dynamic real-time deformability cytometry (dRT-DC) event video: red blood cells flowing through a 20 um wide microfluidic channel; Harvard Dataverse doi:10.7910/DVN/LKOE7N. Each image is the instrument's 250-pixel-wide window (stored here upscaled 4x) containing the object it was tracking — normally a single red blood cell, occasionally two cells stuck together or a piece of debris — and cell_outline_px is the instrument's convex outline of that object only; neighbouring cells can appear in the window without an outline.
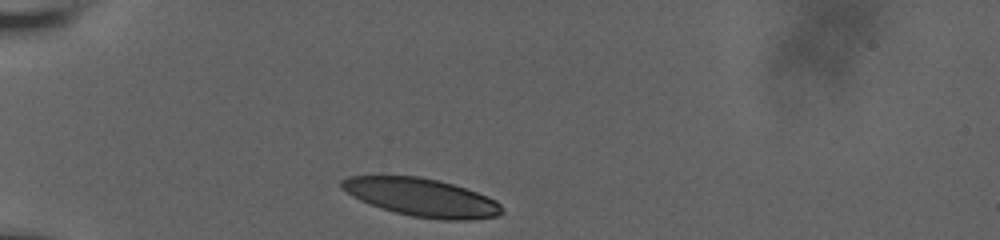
{"species": "human", "species_latin": "Homo sapiens", "temperature_condition": "room temperature", "stored_images_in_passage": 32, "camera_frame_rate_fps": 3000, "um_per_image_px": 0.085, "donor": {"sex": "male"}, "frame": {"image": 1, "passage_image": 1, "time_ms": 0.0, "image_size_px": [1000, 240], "cell_outline_px": [[504, 212], [496, 216], [468, 220], [444, 220], [412, 216], [380, 208], [360, 200], [352, 196], [340, 188], [340, 180], [348, 176], [420, 176], [452, 184], [488, 196], [496, 200], [504, 208]], "centroid_in_image_um": [35.83, 16.78], "position_along_channel_um": 49.2, "area_um2": 35.49}}
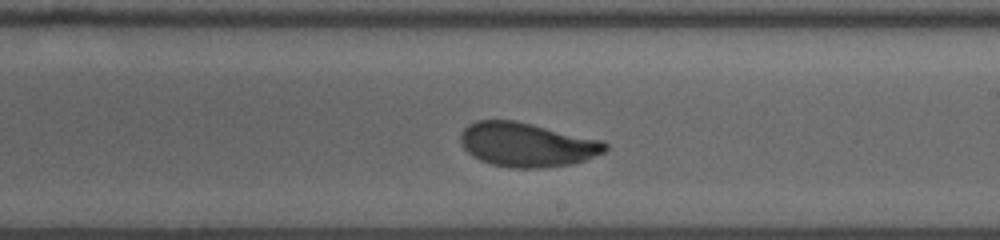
{"frame": {"image": 2, "passage_image": 19, "time_ms": 6.0, "image_size_px": [1000, 240], "cell_outline_px": [[608, 148], [604, 152], [584, 160], [572, 164], [544, 168], [508, 168], [492, 164], [480, 160], [472, 156], [464, 148], [460, 140], [460, 136], [464, 128], [468, 124], [476, 120], [512, 120], [604, 140], [608, 144]], "centroid_in_image_um": [44.79, 12.3], "position_along_channel_um": 244.2, "area_um2": 37.28}}
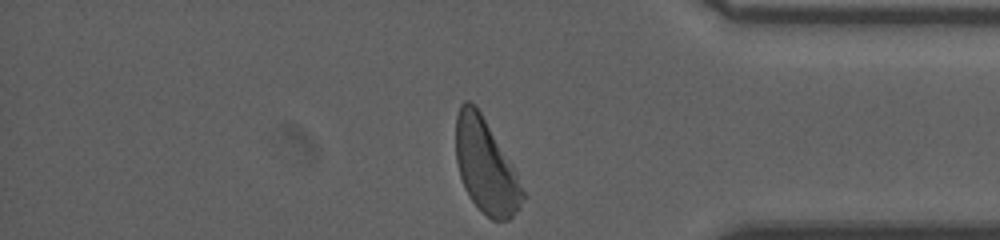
{"frame": {"image": 3, "passage_image": 32, "time_ms": 10.333, "image_size_px": [1000, 240], "cell_outline_px": [[524, 196], [516, 212], [508, 220], [492, 220], [472, 200], [464, 188], [460, 176], [456, 160], [456, 116], [460, 104], [464, 100], [468, 100], [476, 104], [516, 172], [524, 192]], "centroid_in_image_um": [41.26, 14.09], "position_along_channel_um": 393.9, "area_um2": 36.07}, "authors_computed_cell_mechanics": {"area_um2": 37.3966, "velocity_mm_per_s": 3.7822, "shape_relaxation_time_tau1_ms": 2.9732, "shape_relaxation_time_tau2_ms": 1.0184, "deformation_change_tau1": 0.1443, "deformation_change_tau2": 0.0617}}